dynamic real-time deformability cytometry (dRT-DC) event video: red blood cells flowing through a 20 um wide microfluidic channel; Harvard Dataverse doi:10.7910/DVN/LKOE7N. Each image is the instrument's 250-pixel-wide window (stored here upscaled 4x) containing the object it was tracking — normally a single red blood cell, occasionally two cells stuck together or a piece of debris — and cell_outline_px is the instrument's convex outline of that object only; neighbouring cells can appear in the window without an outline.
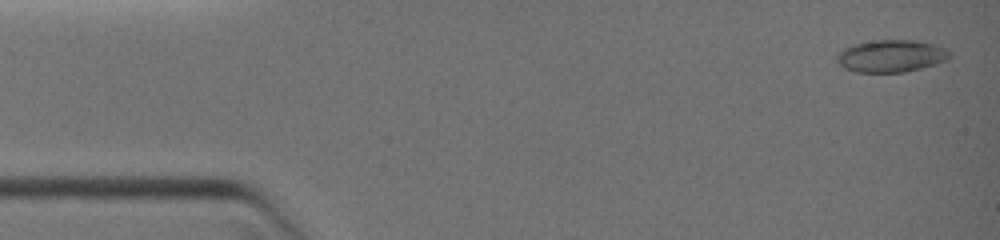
{"species": "common noctule bat (a hibernating species)", "species_latin": "Nyctalus noctula", "temperature_condition": "warm", "stored_images_in_passage": 6, "camera_frame_rate_fps": 3000, "um_per_image_px": 0.085, "animal": {"sex": "female", "body_mass_g": 19.0, "forearm_length_mm": 51.5}, "frame": {"image": 1, "passage_image": 1, "time_ms": 0.0, "image_size_px": [1000, 240], "cell_outline_px": [[952, 56], [948, 60], [936, 64], [904, 72], [856, 72], [844, 68], [836, 60], [836, 52], [852, 44], [876, 40], [912, 40], [932, 44], [944, 48]], "centroid_in_image_um": [75.7, 4.76], "position_along_channel_um": 9.3, "area_um2": 21.21}}
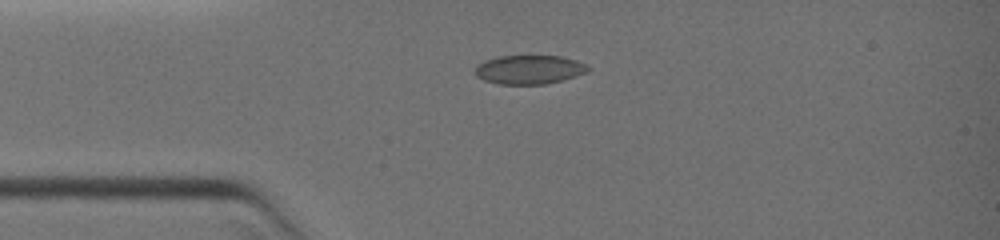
{"frame": {"image": 2, "passage_image": 5, "time_ms": 2.667, "image_size_px": [1000, 240], "cell_outline_px": [[592, 68], [588, 72], [576, 76], [544, 84], [496, 84], [484, 80], [476, 76], [476, 68], [484, 60], [500, 56], [560, 56], [576, 60]], "centroid_in_image_um": [45.0, 5.92], "position_along_channel_um": 40.0, "area_um2": 18.9}}